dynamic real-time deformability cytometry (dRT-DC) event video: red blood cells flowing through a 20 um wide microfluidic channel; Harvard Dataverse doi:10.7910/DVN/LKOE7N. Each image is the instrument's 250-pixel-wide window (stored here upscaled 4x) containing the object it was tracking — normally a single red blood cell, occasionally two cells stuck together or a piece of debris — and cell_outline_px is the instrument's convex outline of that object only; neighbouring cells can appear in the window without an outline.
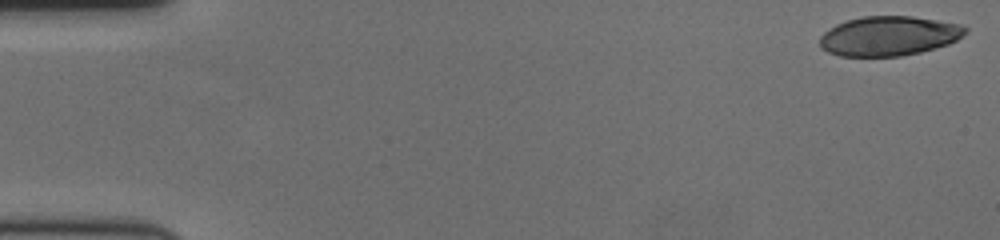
{"species": "human", "species_latin": "Homo sapiens", "temperature_condition": "cold", "stored_images_in_passage": 59, "camera_frame_rate_fps": 3000, "um_per_image_px": 0.085, "donor": {"sex": "female"}, "frame": {"image": 1, "passage_image": 1, "time_ms": 0.0, "image_size_px": [1000, 240], "cell_outline_px": [[968, 32], [956, 40], [948, 44], [920, 52], [900, 56], [840, 56], [828, 52], [820, 48], [820, 36], [828, 28], [836, 24], [848, 20], [864, 16], [912, 16], [964, 24], [968, 28]], "centroid_in_image_um": [75.57, 3.05], "position_along_channel_um": 9.4, "area_um2": 33.76}}
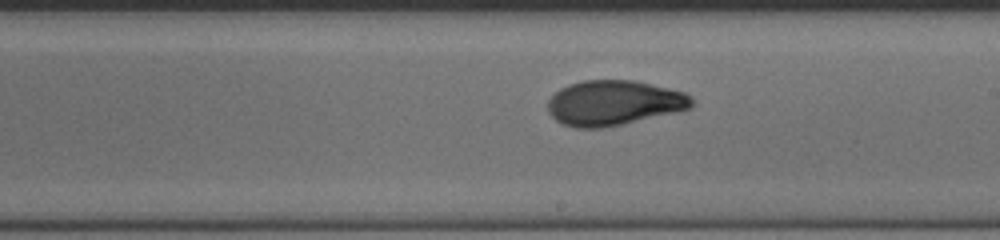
{"frame": {"image": 2, "passage_image": 34, "time_ms": 11.0, "image_size_px": [1000, 240], "cell_outline_px": [[692, 108], [680, 112], [604, 128], [576, 128], [560, 124], [548, 112], [548, 100], [560, 88], [568, 84], [584, 80], [636, 80], [684, 92], [692, 96]], "centroid_in_image_um": [52.19, 8.75], "position_along_channel_um": 236.8, "area_um2": 38.21}}
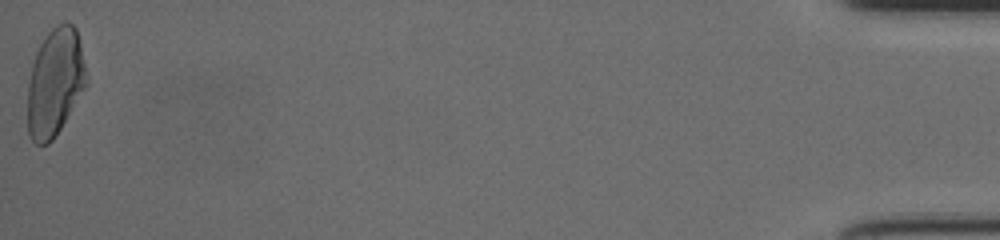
{"frame": {"image": 3, "passage_image": 59, "time_ms": 19.333, "image_size_px": [1000, 240], "cell_outline_px": [[88, 84], [60, 128], [52, 140], [48, 144], [36, 144], [28, 136], [28, 84], [32, 64], [36, 52], [40, 44], [48, 32], [56, 24], [64, 20], [72, 24], [76, 28], [80, 44]], "centroid_in_image_um": [4.67, 6.98], "position_along_channel_um": 430.5, "area_um2": 36.82}, "authors_computed_cell_mechanics": {"area_um2": 36.5296, "velocity_mm_per_s": 3.5156, "shape_relaxation_time_tau1_ms": 4.6431, "shape_relaxation_time_tau2_ms": 1.6395, "deformation_change_tau1": 0.173, "deformation_change_tau2": 0.064}}